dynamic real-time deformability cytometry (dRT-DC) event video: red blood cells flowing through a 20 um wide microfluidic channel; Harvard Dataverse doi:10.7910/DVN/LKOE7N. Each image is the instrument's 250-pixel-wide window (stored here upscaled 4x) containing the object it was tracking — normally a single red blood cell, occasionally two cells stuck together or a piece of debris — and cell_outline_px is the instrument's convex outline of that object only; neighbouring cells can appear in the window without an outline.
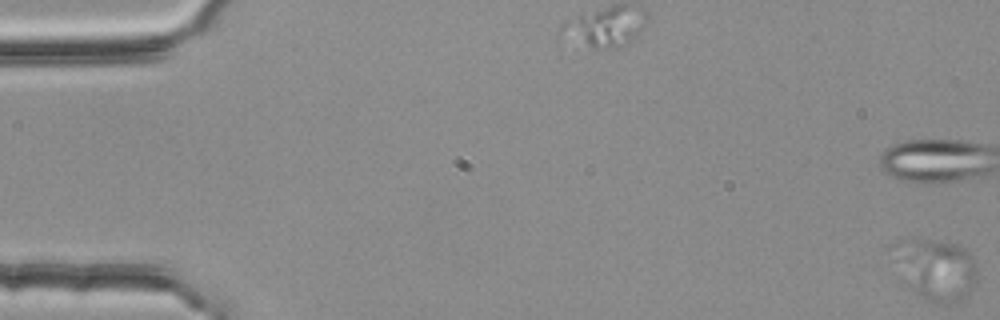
{"species": "common noctule bat (a hibernating species)", "species_latin": "Nyctalus noctula", "temperature_condition": "room temperature", "stored_images_in_passage": 58, "segment_of_instrument_passage": [1, 3], "camera_frame_rate_fps": 3000, "um_per_image_px": 0.085, "animal": {"sex": "female", "body_mass_g": 25.1}, "frame": {"image": 1, "passage_image": 1, "time_ms": 0.0, "image_size_px": [1000, 320], "cell_outline_px": [[968, 300], [956, 304], [932, 304], [900, 284], [900, 280], [924, 268], [964, 288], [968, 292]], "centroid_in_image_um": [79.45, 24.49], "position_along_channel_um": 5.6, "area_um2": 10.64}}